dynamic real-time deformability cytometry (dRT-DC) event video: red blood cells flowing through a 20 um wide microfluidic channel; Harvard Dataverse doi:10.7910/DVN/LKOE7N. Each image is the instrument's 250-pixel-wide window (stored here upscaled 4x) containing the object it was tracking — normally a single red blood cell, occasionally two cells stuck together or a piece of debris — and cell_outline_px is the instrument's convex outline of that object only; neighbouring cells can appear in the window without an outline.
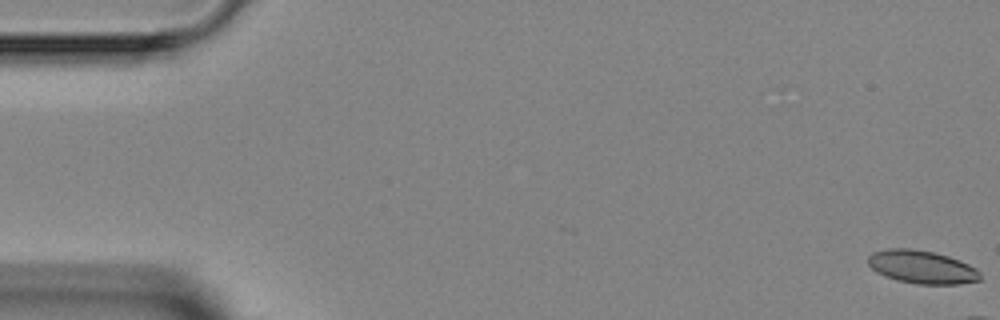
{"species": "Egyptian fruit bat (a non-hibernating species)", "species_latin": "Rousettus aegyptiacus", "temperature_condition": "room temperature", "stored_images_in_passage": 4, "camera_frame_rate_fps": 3000, "um_per_image_px": 0.085, "animal": {"sex": "female"}, "frame": {"image": 1, "passage_image": 1, "time_ms": 0.0, "image_size_px": [1000, 320], "cell_outline_px": [[980, 280], [960, 284], [916, 284], [896, 280], [884, 276], [876, 272], [868, 264], [868, 256], [872, 252], [888, 248], [912, 248], [932, 252], [948, 256], [960, 260], [976, 268], [980, 272]], "centroid_in_image_um": [78.34, 22.69], "position_along_channel_um": 6.7, "area_um2": 21.79}}